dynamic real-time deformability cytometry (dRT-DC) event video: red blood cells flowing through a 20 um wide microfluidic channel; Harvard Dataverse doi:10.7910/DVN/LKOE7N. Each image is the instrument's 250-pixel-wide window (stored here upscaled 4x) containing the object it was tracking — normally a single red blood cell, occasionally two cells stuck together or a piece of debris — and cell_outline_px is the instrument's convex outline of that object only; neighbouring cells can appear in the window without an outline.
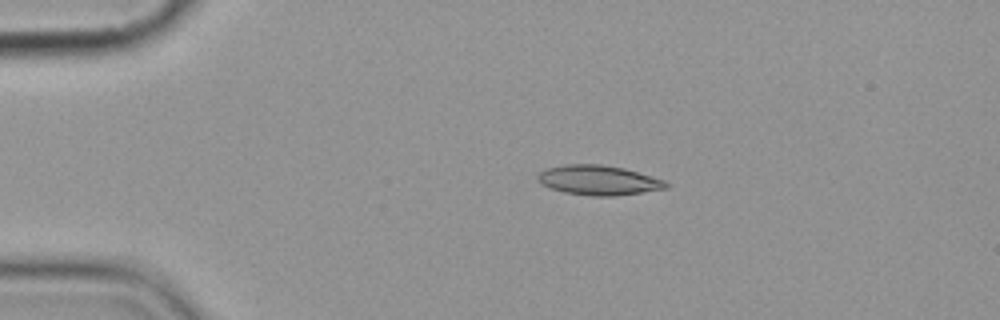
{"species": "common noctule bat (a hibernating species)", "species_latin": "Nyctalus noctula", "temperature_condition": "cold", "stored_images_in_passage": 5, "camera_frame_rate_fps": 3000, "um_per_image_px": 0.085, "animal": {"sex": "female", "body_mass_g": 19.9}, "frame": {"image": 1, "passage_image": 3, "time_ms": 2.333, "image_size_px": [1000, 320], "cell_outline_px": [[672, 184], [668, 188], [616, 196], [592, 196], [564, 192], [540, 184], [536, 176], [544, 168], [564, 164], [600, 164], [624, 168], [664, 180]], "centroid_in_image_um": [50.87, 15.31], "position_along_channel_um": 34.1, "area_um2": 22.37}}
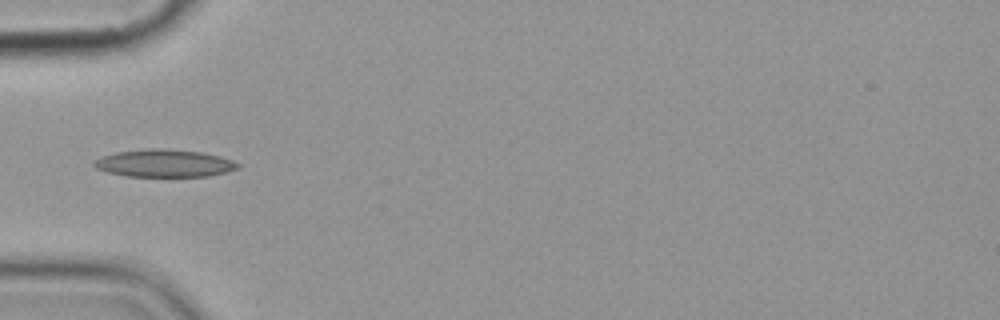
{"frame": {"image": 2, "passage_image": 5, "time_ms": 4.667, "image_size_px": [1000, 320], "cell_outline_px": [[240, 168], [208, 176], [124, 176], [108, 172], [96, 168], [92, 164], [92, 160], [100, 156], [116, 152], [148, 148], [164, 148], [204, 152], [220, 156], [232, 160], [240, 164]], "centroid_in_image_um": [13.93, 13.86], "position_along_channel_um": 71.1, "area_um2": 23.29}}